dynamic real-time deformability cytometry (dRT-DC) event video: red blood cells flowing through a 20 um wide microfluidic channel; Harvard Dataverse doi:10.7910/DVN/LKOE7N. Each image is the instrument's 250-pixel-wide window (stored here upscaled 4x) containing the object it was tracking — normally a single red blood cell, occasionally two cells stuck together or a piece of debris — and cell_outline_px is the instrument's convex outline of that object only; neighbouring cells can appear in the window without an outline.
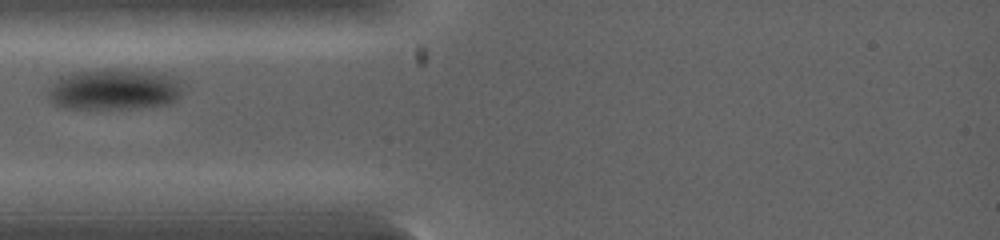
{"species": "common noctule bat (a hibernating species)", "species_latin": "Nyctalus noctula", "temperature_condition": "warm", "stored_images_in_passage": 3, "camera_frame_rate_fps": 5000, "um_per_image_px": 0.085, "animal": {"sex": "female", "body_mass_g": 19.0, "forearm_length_mm": 53.3}, "frame": {"image": 1, "passage_image": 3, "time_ms": 1.8, "image_size_px": [1000, 240], "cell_outline_px": [[184, 92], [176, 100], [168, 104], [140, 108], [64, 108], [48, 100], [48, 88], [60, 76], [76, 72], [104, 68], [120, 68], [152, 72], [172, 76], [180, 80]], "centroid_in_image_um": [9.73, 7.59], "position_along_channel_um": 75.3, "area_um2": 32.66}}